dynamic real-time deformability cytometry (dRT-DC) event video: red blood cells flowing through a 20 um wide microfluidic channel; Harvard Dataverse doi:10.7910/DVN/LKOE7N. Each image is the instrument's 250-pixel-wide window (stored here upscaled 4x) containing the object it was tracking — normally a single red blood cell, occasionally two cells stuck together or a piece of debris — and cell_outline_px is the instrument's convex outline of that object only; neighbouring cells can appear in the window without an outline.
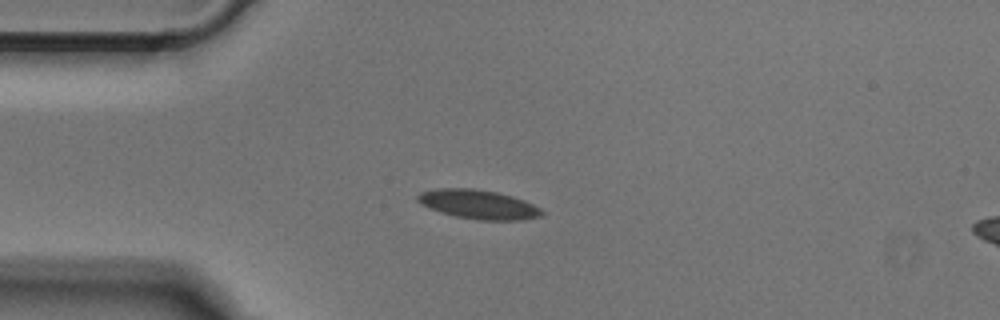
{"species": "Egyptian fruit bat (a non-hibernating species)", "species_latin": "Rousettus aegyptiacus", "temperature_condition": "cold", "stored_images_in_passage": 39, "camera_frame_rate_fps": 3000, "um_per_image_px": 0.085, "animal": {"sex": "male"}, "frame": {"image": 1, "passage_image": 1, "time_ms": 0.0, "image_size_px": [1000, 320], "cell_outline_px": [[544, 216], [520, 220], [476, 220], [456, 216], [440, 212], [420, 204], [416, 200], [416, 196], [420, 192], [436, 188], [472, 188], [496, 192], [512, 196], [524, 200], [540, 208], [544, 212]], "centroid_in_image_um": [40.65, 17.37], "position_along_channel_um": 44.4, "area_um2": 21.21}}
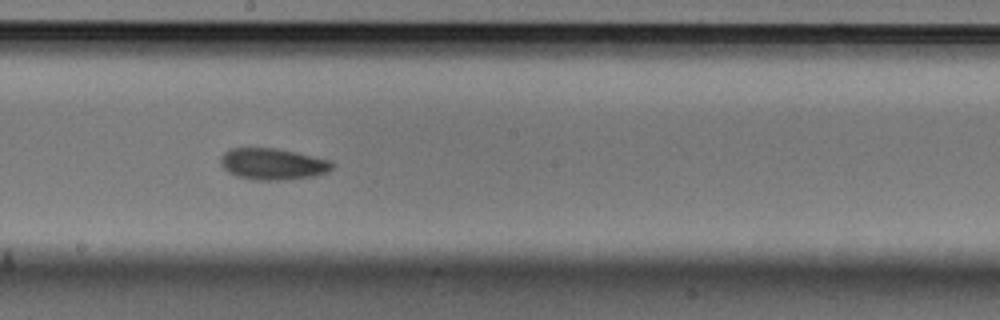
{"frame": {"image": 2, "passage_image": 16, "time_ms": 5.0, "image_size_px": [1000, 320], "cell_outline_px": [[336, 164], [328, 172], [316, 176], [292, 180], [252, 180], [236, 176], [228, 172], [220, 164], [220, 156], [228, 148], [276, 148], [296, 152], [332, 160]], "centroid_in_image_um": [23.21, 13.95], "position_along_channel_um": 225.0, "area_um2": 20.98}}
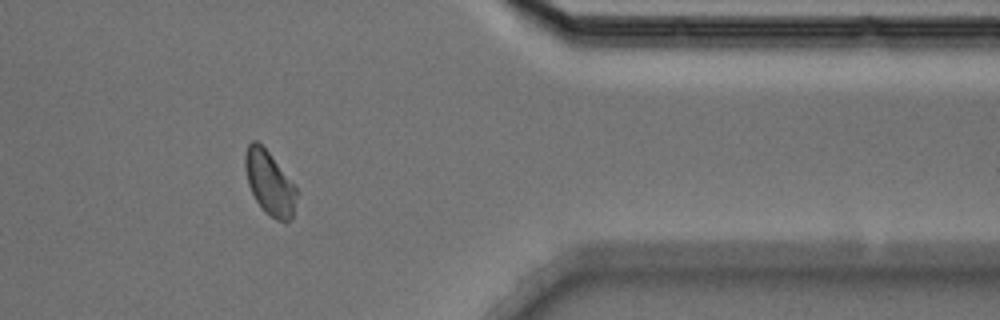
{"frame": {"image": 3, "passage_image": 30, "time_ms": 9.667, "image_size_px": [1000, 320], "cell_outline_px": [[300, 192], [292, 216], [288, 220], [276, 220], [264, 212], [256, 200], [248, 184], [244, 164], [244, 152], [248, 144], [252, 140], [256, 140], [268, 152], [296, 184]], "centroid_in_image_um": [22.94, 15.55], "position_along_channel_um": 388.5, "area_um2": 19.42}}